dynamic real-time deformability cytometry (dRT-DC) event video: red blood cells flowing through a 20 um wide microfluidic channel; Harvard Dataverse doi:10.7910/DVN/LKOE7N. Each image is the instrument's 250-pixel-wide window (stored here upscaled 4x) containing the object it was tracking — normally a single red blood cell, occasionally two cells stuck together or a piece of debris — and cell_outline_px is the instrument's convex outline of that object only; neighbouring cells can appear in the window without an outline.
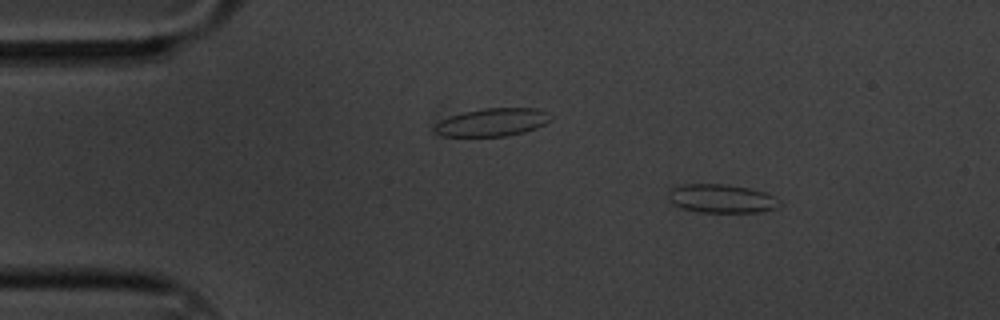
{"species": "common noctule bat (a hibernating species)", "species_latin": "Nyctalus noctula", "temperature_condition": "cold", "stored_images_in_passage": 4, "camera_frame_rate_fps": 3000, "um_per_image_px": 0.085, "animal": {"sex": "male", "body_mass_g": 20.1, "forearm_length_mm": 53.5}, "frame": {"image": 1, "passage_image": 1, "time_ms": 0.0, "image_size_px": [1000, 320], "cell_outline_px": [[780, 204], [776, 208], [756, 212], [696, 212], [680, 208], [672, 204], [668, 200], [668, 192], [672, 188], [680, 184], [724, 184], [748, 188], [764, 192], [776, 196], [780, 200]], "centroid_in_image_um": [61.28, 16.88], "position_along_channel_um": 23.7, "area_um2": 18.73}}
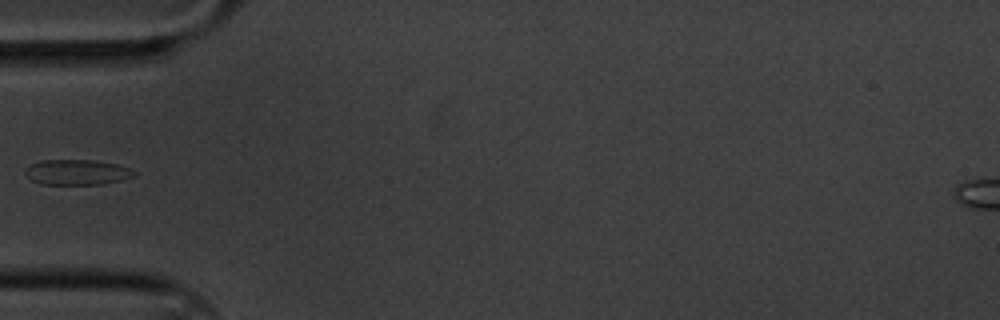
{"frame": {"image": 2, "passage_image": 4, "time_ms": 1.0, "image_size_px": [1000, 320], "cell_outline_px": [[136, 176], [120, 180], [100, 184], [40, 184], [32, 180], [24, 172], [24, 168], [40, 160], [92, 160], [116, 164], [128, 168], [136, 172]], "centroid_in_image_um": [6.52, 14.63], "position_along_channel_um": 78.5, "area_um2": 15.95}}